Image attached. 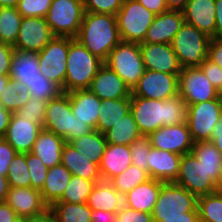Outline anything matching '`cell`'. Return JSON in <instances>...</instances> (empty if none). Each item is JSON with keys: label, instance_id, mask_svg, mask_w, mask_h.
<instances>
[{"label": "cell", "instance_id": "cell-2", "mask_svg": "<svg viewBox=\"0 0 222 222\" xmlns=\"http://www.w3.org/2000/svg\"><path fill=\"white\" fill-rule=\"evenodd\" d=\"M75 39L105 62L109 53L121 42L116 15L85 12Z\"/></svg>", "mask_w": 222, "mask_h": 222}, {"label": "cell", "instance_id": "cell-3", "mask_svg": "<svg viewBox=\"0 0 222 222\" xmlns=\"http://www.w3.org/2000/svg\"><path fill=\"white\" fill-rule=\"evenodd\" d=\"M43 129L68 143L94 130L72 113L69 95L64 92L47 102Z\"/></svg>", "mask_w": 222, "mask_h": 222}, {"label": "cell", "instance_id": "cell-44", "mask_svg": "<svg viewBox=\"0 0 222 222\" xmlns=\"http://www.w3.org/2000/svg\"><path fill=\"white\" fill-rule=\"evenodd\" d=\"M129 146L132 165L145 170L148 174V153L152 147L149 136L141 135Z\"/></svg>", "mask_w": 222, "mask_h": 222}, {"label": "cell", "instance_id": "cell-60", "mask_svg": "<svg viewBox=\"0 0 222 222\" xmlns=\"http://www.w3.org/2000/svg\"><path fill=\"white\" fill-rule=\"evenodd\" d=\"M17 217L16 212L6 202H0V222H12Z\"/></svg>", "mask_w": 222, "mask_h": 222}, {"label": "cell", "instance_id": "cell-12", "mask_svg": "<svg viewBox=\"0 0 222 222\" xmlns=\"http://www.w3.org/2000/svg\"><path fill=\"white\" fill-rule=\"evenodd\" d=\"M174 183L184 187L197 197L218 191L206 168L190 152L181 156L179 174Z\"/></svg>", "mask_w": 222, "mask_h": 222}, {"label": "cell", "instance_id": "cell-50", "mask_svg": "<svg viewBox=\"0 0 222 222\" xmlns=\"http://www.w3.org/2000/svg\"><path fill=\"white\" fill-rule=\"evenodd\" d=\"M213 87L217 90L222 85V68L206 58L199 66Z\"/></svg>", "mask_w": 222, "mask_h": 222}, {"label": "cell", "instance_id": "cell-53", "mask_svg": "<svg viewBox=\"0 0 222 222\" xmlns=\"http://www.w3.org/2000/svg\"><path fill=\"white\" fill-rule=\"evenodd\" d=\"M208 59L222 68V39H210Z\"/></svg>", "mask_w": 222, "mask_h": 222}, {"label": "cell", "instance_id": "cell-9", "mask_svg": "<svg viewBox=\"0 0 222 222\" xmlns=\"http://www.w3.org/2000/svg\"><path fill=\"white\" fill-rule=\"evenodd\" d=\"M198 197L174 182H163L152 217L185 216L187 212H198Z\"/></svg>", "mask_w": 222, "mask_h": 222}, {"label": "cell", "instance_id": "cell-14", "mask_svg": "<svg viewBox=\"0 0 222 222\" xmlns=\"http://www.w3.org/2000/svg\"><path fill=\"white\" fill-rule=\"evenodd\" d=\"M178 75L145 70L131 90V95L157 100L178 96Z\"/></svg>", "mask_w": 222, "mask_h": 222}, {"label": "cell", "instance_id": "cell-8", "mask_svg": "<svg viewBox=\"0 0 222 222\" xmlns=\"http://www.w3.org/2000/svg\"><path fill=\"white\" fill-rule=\"evenodd\" d=\"M84 15L82 0H52L45 19L55 36L75 38Z\"/></svg>", "mask_w": 222, "mask_h": 222}, {"label": "cell", "instance_id": "cell-6", "mask_svg": "<svg viewBox=\"0 0 222 222\" xmlns=\"http://www.w3.org/2000/svg\"><path fill=\"white\" fill-rule=\"evenodd\" d=\"M155 16L137 0H124L116 14L121 41L143 43Z\"/></svg>", "mask_w": 222, "mask_h": 222}, {"label": "cell", "instance_id": "cell-21", "mask_svg": "<svg viewBox=\"0 0 222 222\" xmlns=\"http://www.w3.org/2000/svg\"><path fill=\"white\" fill-rule=\"evenodd\" d=\"M100 100L130 98L131 89L106 64H103L89 88Z\"/></svg>", "mask_w": 222, "mask_h": 222}, {"label": "cell", "instance_id": "cell-39", "mask_svg": "<svg viewBox=\"0 0 222 222\" xmlns=\"http://www.w3.org/2000/svg\"><path fill=\"white\" fill-rule=\"evenodd\" d=\"M197 210L199 222H222V193L199 196Z\"/></svg>", "mask_w": 222, "mask_h": 222}, {"label": "cell", "instance_id": "cell-41", "mask_svg": "<svg viewBox=\"0 0 222 222\" xmlns=\"http://www.w3.org/2000/svg\"><path fill=\"white\" fill-rule=\"evenodd\" d=\"M150 177L147 172L134 165H130L123 173L111 178L109 182L121 194L125 195L134 187L145 182Z\"/></svg>", "mask_w": 222, "mask_h": 222}, {"label": "cell", "instance_id": "cell-5", "mask_svg": "<svg viewBox=\"0 0 222 222\" xmlns=\"http://www.w3.org/2000/svg\"><path fill=\"white\" fill-rule=\"evenodd\" d=\"M210 39L196 27L184 23L171 42L180 67H199L208 58Z\"/></svg>", "mask_w": 222, "mask_h": 222}, {"label": "cell", "instance_id": "cell-59", "mask_svg": "<svg viewBox=\"0 0 222 222\" xmlns=\"http://www.w3.org/2000/svg\"><path fill=\"white\" fill-rule=\"evenodd\" d=\"M23 222H56V220L52 210L48 208L41 214L23 218Z\"/></svg>", "mask_w": 222, "mask_h": 222}, {"label": "cell", "instance_id": "cell-25", "mask_svg": "<svg viewBox=\"0 0 222 222\" xmlns=\"http://www.w3.org/2000/svg\"><path fill=\"white\" fill-rule=\"evenodd\" d=\"M67 94L72 113L85 124L96 129L101 100L90 89H77Z\"/></svg>", "mask_w": 222, "mask_h": 222}, {"label": "cell", "instance_id": "cell-35", "mask_svg": "<svg viewBox=\"0 0 222 222\" xmlns=\"http://www.w3.org/2000/svg\"><path fill=\"white\" fill-rule=\"evenodd\" d=\"M141 135L131 112L124 116L115 126L104 132V137L108 144L120 145H130Z\"/></svg>", "mask_w": 222, "mask_h": 222}, {"label": "cell", "instance_id": "cell-15", "mask_svg": "<svg viewBox=\"0 0 222 222\" xmlns=\"http://www.w3.org/2000/svg\"><path fill=\"white\" fill-rule=\"evenodd\" d=\"M55 37L45 17H23L15 50L40 52Z\"/></svg>", "mask_w": 222, "mask_h": 222}, {"label": "cell", "instance_id": "cell-17", "mask_svg": "<svg viewBox=\"0 0 222 222\" xmlns=\"http://www.w3.org/2000/svg\"><path fill=\"white\" fill-rule=\"evenodd\" d=\"M139 45L146 70L180 74L182 68L171 44L140 43Z\"/></svg>", "mask_w": 222, "mask_h": 222}, {"label": "cell", "instance_id": "cell-38", "mask_svg": "<svg viewBox=\"0 0 222 222\" xmlns=\"http://www.w3.org/2000/svg\"><path fill=\"white\" fill-rule=\"evenodd\" d=\"M22 15L16 7L0 8V41L14 45L20 29Z\"/></svg>", "mask_w": 222, "mask_h": 222}, {"label": "cell", "instance_id": "cell-68", "mask_svg": "<svg viewBox=\"0 0 222 222\" xmlns=\"http://www.w3.org/2000/svg\"><path fill=\"white\" fill-rule=\"evenodd\" d=\"M218 191L222 193V181H221V183H220V185L218 187Z\"/></svg>", "mask_w": 222, "mask_h": 222}, {"label": "cell", "instance_id": "cell-29", "mask_svg": "<svg viewBox=\"0 0 222 222\" xmlns=\"http://www.w3.org/2000/svg\"><path fill=\"white\" fill-rule=\"evenodd\" d=\"M87 205L92 210L118 212L124 206V196L109 181L101 180L95 183Z\"/></svg>", "mask_w": 222, "mask_h": 222}, {"label": "cell", "instance_id": "cell-58", "mask_svg": "<svg viewBox=\"0 0 222 222\" xmlns=\"http://www.w3.org/2000/svg\"><path fill=\"white\" fill-rule=\"evenodd\" d=\"M209 141L212 142L222 154V116L212 130V135Z\"/></svg>", "mask_w": 222, "mask_h": 222}, {"label": "cell", "instance_id": "cell-67", "mask_svg": "<svg viewBox=\"0 0 222 222\" xmlns=\"http://www.w3.org/2000/svg\"><path fill=\"white\" fill-rule=\"evenodd\" d=\"M12 222H23V217H17L15 220Z\"/></svg>", "mask_w": 222, "mask_h": 222}, {"label": "cell", "instance_id": "cell-32", "mask_svg": "<svg viewBox=\"0 0 222 222\" xmlns=\"http://www.w3.org/2000/svg\"><path fill=\"white\" fill-rule=\"evenodd\" d=\"M191 153L206 168L210 179L219 187L222 181V154L210 141L195 142Z\"/></svg>", "mask_w": 222, "mask_h": 222}, {"label": "cell", "instance_id": "cell-19", "mask_svg": "<svg viewBox=\"0 0 222 222\" xmlns=\"http://www.w3.org/2000/svg\"><path fill=\"white\" fill-rule=\"evenodd\" d=\"M43 128L12 113L4 139L16 150L17 153L31 152L33 145Z\"/></svg>", "mask_w": 222, "mask_h": 222}, {"label": "cell", "instance_id": "cell-10", "mask_svg": "<svg viewBox=\"0 0 222 222\" xmlns=\"http://www.w3.org/2000/svg\"><path fill=\"white\" fill-rule=\"evenodd\" d=\"M68 49L69 37L55 36L42 51L38 52L41 74L57 84L63 92Z\"/></svg>", "mask_w": 222, "mask_h": 222}, {"label": "cell", "instance_id": "cell-34", "mask_svg": "<svg viewBox=\"0 0 222 222\" xmlns=\"http://www.w3.org/2000/svg\"><path fill=\"white\" fill-rule=\"evenodd\" d=\"M70 144H72L80 154H83L87 159L99 165L107 141L104 137V133L94 129L88 134L72 140Z\"/></svg>", "mask_w": 222, "mask_h": 222}, {"label": "cell", "instance_id": "cell-64", "mask_svg": "<svg viewBox=\"0 0 222 222\" xmlns=\"http://www.w3.org/2000/svg\"><path fill=\"white\" fill-rule=\"evenodd\" d=\"M19 0H0V8L17 7Z\"/></svg>", "mask_w": 222, "mask_h": 222}, {"label": "cell", "instance_id": "cell-22", "mask_svg": "<svg viewBox=\"0 0 222 222\" xmlns=\"http://www.w3.org/2000/svg\"><path fill=\"white\" fill-rule=\"evenodd\" d=\"M181 155L151 147L148 153V175L163 182H174L179 174Z\"/></svg>", "mask_w": 222, "mask_h": 222}, {"label": "cell", "instance_id": "cell-16", "mask_svg": "<svg viewBox=\"0 0 222 222\" xmlns=\"http://www.w3.org/2000/svg\"><path fill=\"white\" fill-rule=\"evenodd\" d=\"M153 148L179 155L190 153L194 142L187 123L163 126L149 135Z\"/></svg>", "mask_w": 222, "mask_h": 222}, {"label": "cell", "instance_id": "cell-62", "mask_svg": "<svg viewBox=\"0 0 222 222\" xmlns=\"http://www.w3.org/2000/svg\"><path fill=\"white\" fill-rule=\"evenodd\" d=\"M9 189L10 186L7 177L0 175V202H5Z\"/></svg>", "mask_w": 222, "mask_h": 222}, {"label": "cell", "instance_id": "cell-24", "mask_svg": "<svg viewBox=\"0 0 222 222\" xmlns=\"http://www.w3.org/2000/svg\"><path fill=\"white\" fill-rule=\"evenodd\" d=\"M9 76L26 86L37 80H44L39 68L38 53L14 50Z\"/></svg>", "mask_w": 222, "mask_h": 222}, {"label": "cell", "instance_id": "cell-26", "mask_svg": "<svg viewBox=\"0 0 222 222\" xmlns=\"http://www.w3.org/2000/svg\"><path fill=\"white\" fill-rule=\"evenodd\" d=\"M130 165H132V161L129 145L107 143L99 164L102 180L109 181L123 173Z\"/></svg>", "mask_w": 222, "mask_h": 222}, {"label": "cell", "instance_id": "cell-13", "mask_svg": "<svg viewBox=\"0 0 222 222\" xmlns=\"http://www.w3.org/2000/svg\"><path fill=\"white\" fill-rule=\"evenodd\" d=\"M178 83V95L187 105L217 98V90L199 67L182 68Z\"/></svg>", "mask_w": 222, "mask_h": 222}, {"label": "cell", "instance_id": "cell-27", "mask_svg": "<svg viewBox=\"0 0 222 222\" xmlns=\"http://www.w3.org/2000/svg\"><path fill=\"white\" fill-rule=\"evenodd\" d=\"M163 181L149 178L124 195V205L136 211L152 213Z\"/></svg>", "mask_w": 222, "mask_h": 222}, {"label": "cell", "instance_id": "cell-43", "mask_svg": "<svg viewBox=\"0 0 222 222\" xmlns=\"http://www.w3.org/2000/svg\"><path fill=\"white\" fill-rule=\"evenodd\" d=\"M48 101L31 97L15 114L28 122H34L43 128Z\"/></svg>", "mask_w": 222, "mask_h": 222}, {"label": "cell", "instance_id": "cell-52", "mask_svg": "<svg viewBox=\"0 0 222 222\" xmlns=\"http://www.w3.org/2000/svg\"><path fill=\"white\" fill-rule=\"evenodd\" d=\"M14 47L0 41V75H9Z\"/></svg>", "mask_w": 222, "mask_h": 222}, {"label": "cell", "instance_id": "cell-33", "mask_svg": "<svg viewBox=\"0 0 222 222\" xmlns=\"http://www.w3.org/2000/svg\"><path fill=\"white\" fill-rule=\"evenodd\" d=\"M130 113V98L101 100L96 130L104 133Z\"/></svg>", "mask_w": 222, "mask_h": 222}, {"label": "cell", "instance_id": "cell-54", "mask_svg": "<svg viewBox=\"0 0 222 222\" xmlns=\"http://www.w3.org/2000/svg\"><path fill=\"white\" fill-rule=\"evenodd\" d=\"M146 9L158 15L160 13L168 11L166 0H137Z\"/></svg>", "mask_w": 222, "mask_h": 222}, {"label": "cell", "instance_id": "cell-11", "mask_svg": "<svg viewBox=\"0 0 222 222\" xmlns=\"http://www.w3.org/2000/svg\"><path fill=\"white\" fill-rule=\"evenodd\" d=\"M222 116V102L216 98L187 105V125L193 142L209 141Z\"/></svg>", "mask_w": 222, "mask_h": 222}, {"label": "cell", "instance_id": "cell-28", "mask_svg": "<svg viewBox=\"0 0 222 222\" xmlns=\"http://www.w3.org/2000/svg\"><path fill=\"white\" fill-rule=\"evenodd\" d=\"M61 163L73 176H79L91 181L102 180L99 165L80 154L76 148L66 142L62 149Z\"/></svg>", "mask_w": 222, "mask_h": 222}, {"label": "cell", "instance_id": "cell-23", "mask_svg": "<svg viewBox=\"0 0 222 222\" xmlns=\"http://www.w3.org/2000/svg\"><path fill=\"white\" fill-rule=\"evenodd\" d=\"M185 23L196 27L210 38L215 32V0H189L182 10Z\"/></svg>", "mask_w": 222, "mask_h": 222}, {"label": "cell", "instance_id": "cell-66", "mask_svg": "<svg viewBox=\"0 0 222 222\" xmlns=\"http://www.w3.org/2000/svg\"><path fill=\"white\" fill-rule=\"evenodd\" d=\"M217 98L222 102V85L217 89Z\"/></svg>", "mask_w": 222, "mask_h": 222}, {"label": "cell", "instance_id": "cell-4", "mask_svg": "<svg viewBox=\"0 0 222 222\" xmlns=\"http://www.w3.org/2000/svg\"><path fill=\"white\" fill-rule=\"evenodd\" d=\"M64 93L89 89L93 78L104 62L93 55L77 39L69 37Z\"/></svg>", "mask_w": 222, "mask_h": 222}, {"label": "cell", "instance_id": "cell-51", "mask_svg": "<svg viewBox=\"0 0 222 222\" xmlns=\"http://www.w3.org/2000/svg\"><path fill=\"white\" fill-rule=\"evenodd\" d=\"M16 154V150L4 138H0V175L7 176L9 165Z\"/></svg>", "mask_w": 222, "mask_h": 222}, {"label": "cell", "instance_id": "cell-37", "mask_svg": "<svg viewBox=\"0 0 222 222\" xmlns=\"http://www.w3.org/2000/svg\"><path fill=\"white\" fill-rule=\"evenodd\" d=\"M31 98L29 88L22 82L10 78L0 96L3 108L15 113Z\"/></svg>", "mask_w": 222, "mask_h": 222}, {"label": "cell", "instance_id": "cell-48", "mask_svg": "<svg viewBox=\"0 0 222 222\" xmlns=\"http://www.w3.org/2000/svg\"><path fill=\"white\" fill-rule=\"evenodd\" d=\"M85 12L116 15L124 0H82Z\"/></svg>", "mask_w": 222, "mask_h": 222}, {"label": "cell", "instance_id": "cell-45", "mask_svg": "<svg viewBox=\"0 0 222 222\" xmlns=\"http://www.w3.org/2000/svg\"><path fill=\"white\" fill-rule=\"evenodd\" d=\"M26 164L30 172L31 187L41 190L49 168L31 152L26 153Z\"/></svg>", "mask_w": 222, "mask_h": 222}, {"label": "cell", "instance_id": "cell-36", "mask_svg": "<svg viewBox=\"0 0 222 222\" xmlns=\"http://www.w3.org/2000/svg\"><path fill=\"white\" fill-rule=\"evenodd\" d=\"M49 208L56 222H92V209L87 203L54 202Z\"/></svg>", "mask_w": 222, "mask_h": 222}, {"label": "cell", "instance_id": "cell-57", "mask_svg": "<svg viewBox=\"0 0 222 222\" xmlns=\"http://www.w3.org/2000/svg\"><path fill=\"white\" fill-rule=\"evenodd\" d=\"M92 222H116L117 212L92 210Z\"/></svg>", "mask_w": 222, "mask_h": 222}, {"label": "cell", "instance_id": "cell-46", "mask_svg": "<svg viewBox=\"0 0 222 222\" xmlns=\"http://www.w3.org/2000/svg\"><path fill=\"white\" fill-rule=\"evenodd\" d=\"M27 87L29 88L31 97L43 101L54 99L63 92L57 84L46 77H44V80H37L36 82L27 85Z\"/></svg>", "mask_w": 222, "mask_h": 222}, {"label": "cell", "instance_id": "cell-56", "mask_svg": "<svg viewBox=\"0 0 222 222\" xmlns=\"http://www.w3.org/2000/svg\"><path fill=\"white\" fill-rule=\"evenodd\" d=\"M214 39H222V0H215V32Z\"/></svg>", "mask_w": 222, "mask_h": 222}, {"label": "cell", "instance_id": "cell-1", "mask_svg": "<svg viewBox=\"0 0 222 222\" xmlns=\"http://www.w3.org/2000/svg\"><path fill=\"white\" fill-rule=\"evenodd\" d=\"M130 112L145 136L163 126L187 123V104L179 95L165 100L131 95Z\"/></svg>", "mask_w": 222, "mask_h": 222}, {"label": "cell", "instance_id": "cell-20", "mask_svg": "<svg viewBox=\"0 0 222 222\" xmlns=\"http://www.w3.org/2000/svg\"><path fill=\"white\" fill-rule=\"evenodd\" d=\"M185 23L183 12L168 10L155 16L143 43L171 44L176 33Z\"/></svg>", "mask_w": 222, "mask_h": 222}, {"label": "cell", "instance_id": "cell-55", "mask_svg": "<svg viewBox=\"0 0 222 222\" xmlns=\"http://www.w3.org/2000/svg\"><path fill=\"white\" fill-rule=\"evenodd\" d=\"M154 222H199L198 212H187L185 216L153 217Z\"/></svg>", "mask_w": 222, "mask_h": 222}, {"label": "cell", "instance_id": "cell-31", "mask_svg": "<svg viewBox=\"0 0 222 222\" xmlns=\"http://www.w3.org/2000/svg\"><path fill=\"white\" fill-rule=\"evenodd\" d=\"M71 176L70 171L62 163L48 169L46 180L40 193L49 207L63 196Z\"/></svg>", "mask_w": 222, "mask_h": 222}, {"label": "cell", "instance_id": "cell-61", "mask_svg": "<svg viewBox=\"0 0 222 222\" xmlns=\"http://www.w3.org/2000/svg\"><path fill=\"white\" fill-rule=\"evenodd\" d=\"M12 112L3 108L0 103V138H3L10 122Z\"/></svg>", "mask_w": 222, "mask_h": 222}, {"label": "cell", "instance_id": "cell-7", "mask_svg": "<svg viewBox=\"0 0 222 222\" xmlns=\"http://www.w3.org/2000/svg\"><path fill=\"white\" fill-rule=\"evenodd\" d=\"M132 90L145 72L140 45L121 41L104 62Z\"/></svg>", "mask_w": 222, "mask_h": 222}, {"label": "cell", "instance_id": "cell-63", "mask_svg": "<svg viewBox=\"0 0 222 222\" xmlns=\"http://www.w3.org/2000/svg\"><path fill=\"white\" fill-rule=\"evenodd\" d=\"M189 0H166L167 7L169 10H180L182 11Z\"/></svg>", "mask_w": 222, "mask_h": 222}, {"label": "cell", "instance_id": "cell-49", "mask_svg": "<svg viewBox=\"0 0 222 222\" xmlns=\"http://www.w3.org/2000/svg\"><path fill=\"white\" fill-rule=\"evenodd\" d=\"M116 222H154L152 214L136 211L125 205L117 212Z\"/></svg>", "mask_w": 222, "mask_h": 222}, {"label": "cell", "instance_id": "cell-18", "mask_svg": "<svg viewBox=\"0 0 222 222\" xmlns=\"http://www.w3.org/2000/svg\"><path fill=\"white\" fill-rule=\"evenodd\" d=\"M5 202L23 218L41 214L49 208L40 190L32 187H10Z\"/></svg>", "mask_w": 222, "mask_h": 222}, {"label": "cell", "instance_id": "cell-30", "mask_svg": "<svg viewBox=\"0 0 222 222\" xmlns=\"http://www.w3.org/2000/svg\"><path fill=\"white\" fill-rule=\"evenodd\" d=\"M65 143V139L62 137L43 129L39 133L31 153L38 156L48 168H52L61 163L62 149Z\"/></svg>", "mask_w": 222, "mask_h": 222}, {"label": "cell", "instance_id": "cell-40", "mask_svg": "<svg viewBox=\"0 0 222 222\" xmlns=\"http://www.w3.org/2000/svg\"><path fill=\"white\" fill-rule=\"evenodd\" d=\"M95 183V181L72 175L63 196L56 202H69L76 204L87 203L88 196L92 192Z\"/></svg>", "mask_w": 222, "mask_h": 222}, {"label": "cell", "instance_id": "cell-47", "mask_svg": "<svg viewBox=\"0 0 222 222\" xmlns=\"http://www.w3.org/2000/svg\"><path fill=\"white\" fill-rule=\"evenodd\" d=\"M52 0H19L17 10L22 17H45Z\"/></svg>", "mask_w": 222, "mask_h": 222}, {"label": "cell", "instance_id": "cell-42", "mask_svg": "<svg viewBox=\"0 0 222 222\" xmlns=\"http://www.w3.org/2000/svg\"><path fill=\"white\" fill-rule=\"evenodd\" d=\"M6 177L10 187H31L30 172L26 164V153H17L14 156Z\"/></svg>", "mask_w": 222, "mask_h": 222}, {"label": "cell", "instance_id": "cell-65", "mask_svg": "<svg viewBox=\"0 0 222 222\" xmlns=\"http://www.w3.org/2000/svg\"><path fill=\"white\" fill-rule=\"evenodd\" d=\"M9 80H10L9 75H0V96Z\"/></svg>", "mask_w": 222, "mask_h": 222}]
</instances>
